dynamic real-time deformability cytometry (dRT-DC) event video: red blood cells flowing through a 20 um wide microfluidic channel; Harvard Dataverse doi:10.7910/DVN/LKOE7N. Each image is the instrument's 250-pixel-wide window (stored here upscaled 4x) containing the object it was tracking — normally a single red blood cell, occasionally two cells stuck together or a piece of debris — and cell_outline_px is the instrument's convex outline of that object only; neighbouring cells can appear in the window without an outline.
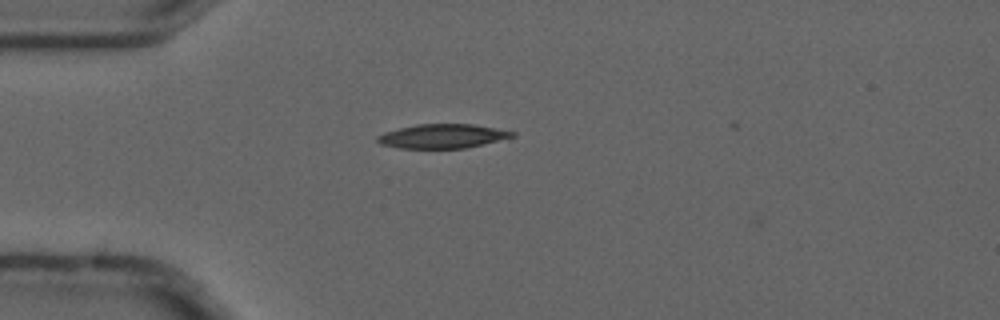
{"species": "common noctule bat (a hibernating species)", "species_latin": "Nyctalus noctula", "temperature_condition": "cold", "stored_images_in_passage": 2, "camera_frame_rate_fps": 3000, "um_per_image_px": 0.085, "animal": {"sex": "male", "forearm_length_mm": 52.5}, "frame": {"image": 1, "passage_image": 1, "time_ms": 0.0, "image_size_px": [1000, 320], "cell_outline_px": [[516, 136], [464, 148], [400, 148], [380, 144], [376, 140], [376, 136], [384, 132], [416, 124], [472, 124], [516, 132]], "centroid_in_image_um": [37.57, 11.57], "position_along_channel_um": 47.4, "area_um2": 18.79}}